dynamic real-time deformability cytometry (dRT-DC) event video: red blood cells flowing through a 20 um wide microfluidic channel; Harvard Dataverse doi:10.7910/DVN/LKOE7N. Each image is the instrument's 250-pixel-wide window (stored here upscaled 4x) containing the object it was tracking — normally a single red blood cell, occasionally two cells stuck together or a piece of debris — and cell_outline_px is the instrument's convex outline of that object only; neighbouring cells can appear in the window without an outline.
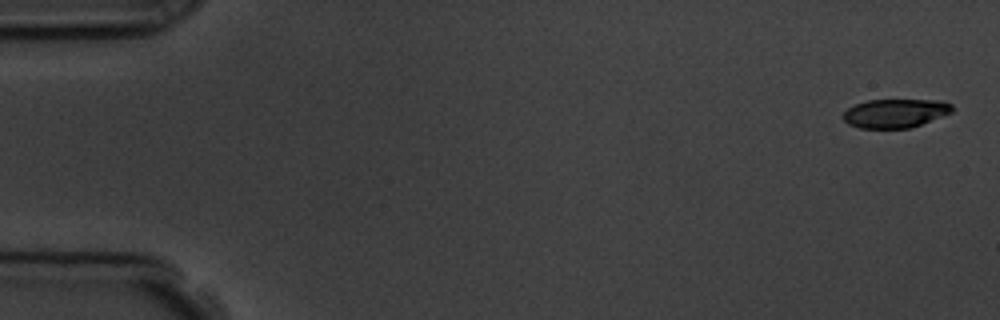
{"species": "common noctule bat (a hibernating species)", "species_latin": "Nyctalus noctula", "temperature_condition": "room temperature", "stored_images_in_passage": 5, "camera_frame_rate_fps": 3000, "um_per_image_px": 0.085, "animal": {"sex": "male", "body_mass_g": 19.5, "forearm_length_mm": 54.6}, "frame": {"image": 1, "passage_image": 1, "time_ms": 0.0, "image_size_px": [1000, 320], "cell_outline_px": [[952, 112], [920, 124], [908, 128], [860, 128], [848, 124], [840, 116], [848, 108], [856, 104], [868, 100], [944, 100], [952, 104]], "centroid_in_image_um": [76.07, 9.62], "position_along_channel_um": 8.9, "area_um2": 18.21}}